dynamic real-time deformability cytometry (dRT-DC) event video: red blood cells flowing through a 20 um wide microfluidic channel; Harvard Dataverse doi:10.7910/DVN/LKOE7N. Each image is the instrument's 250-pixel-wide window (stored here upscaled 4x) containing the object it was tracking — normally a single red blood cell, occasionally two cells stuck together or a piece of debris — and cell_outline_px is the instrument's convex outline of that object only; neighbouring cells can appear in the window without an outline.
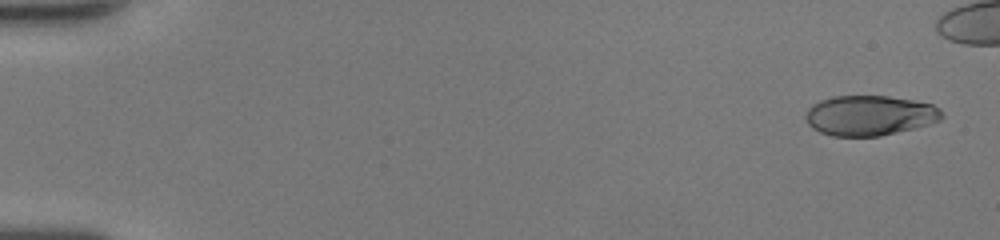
{"species": "human", "species_latin": "Homo sapiens", "temperature_condition": "room temperature", "stored_images_in_passage": 45, "camera_frame_rate_fps": 3000, "um_per_image_px": 0.085, "donor": {"sex": "female"}, "frame": {"image": 1, "passage_image": 2, "time_ms": 0.333, "image_size_px": [1000, 240], "cell_outline_px": [[944, 116], [940, 120], [916, 128], [880, 136], [832, 136], [820, 132], [812, 128], [808, 124], [804, 116], [808, 108], [812, 104], [820, 100], [832, 96], [888, 96], [912, 100], [932, 104], [940, 108], [944, 112]], "centroid_in_image_um": [73.92, 9.81], "position_along_channel_um": 11.1, "area_um2": 32.08}}
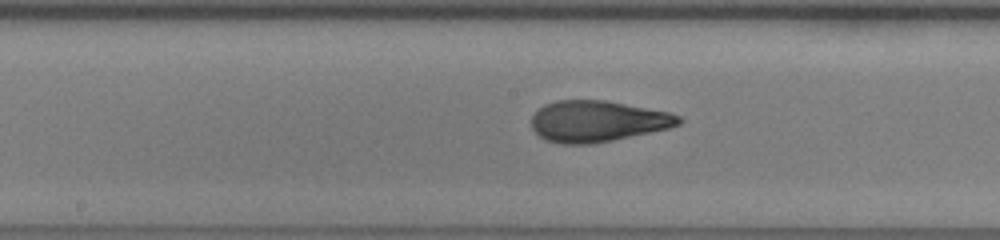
{"frame": {"image": 2, "passage_image": 27, "time_ms": 8.667, "image_size_px": [1000, 240], "cell_outline_px": [[684, 120], [680, 124], [668, 128], [612, 140], [592, 144], [560, 144], [544, 140], [532, 128], [532, 116], [544, 104], [556, 100], [604, 100], [668, 112], [680, 116]], "centroid_in_image_um": [50.76, 10.31], "position_along_channel_um": 197.4, "area_um2": 35.14}}
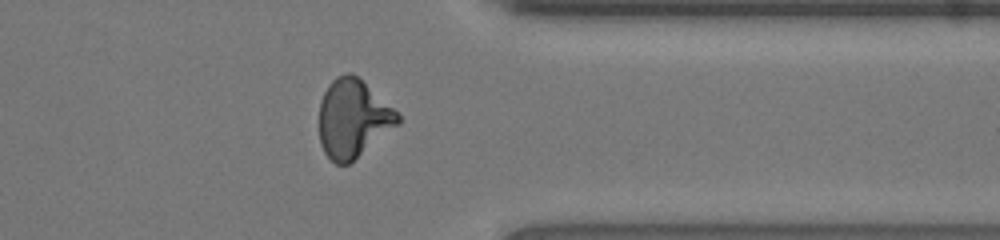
{"frame": {"image": 3, "passage_image": 40, "time_ms": 13.0, "image_size_px": [1000, 240], "cell_outline_px": [[400, 124], [348, 164], [336, 164], [324, 152], [320, 144], [320, 100], [328, 84], [336, 76], [344, 72], [352, 72], [392, 108], [400, 116]], "centroid_in_image_um": [29.98, 10.07], "position_along_channel_um": 381.4, "area_um2": 35.43}}